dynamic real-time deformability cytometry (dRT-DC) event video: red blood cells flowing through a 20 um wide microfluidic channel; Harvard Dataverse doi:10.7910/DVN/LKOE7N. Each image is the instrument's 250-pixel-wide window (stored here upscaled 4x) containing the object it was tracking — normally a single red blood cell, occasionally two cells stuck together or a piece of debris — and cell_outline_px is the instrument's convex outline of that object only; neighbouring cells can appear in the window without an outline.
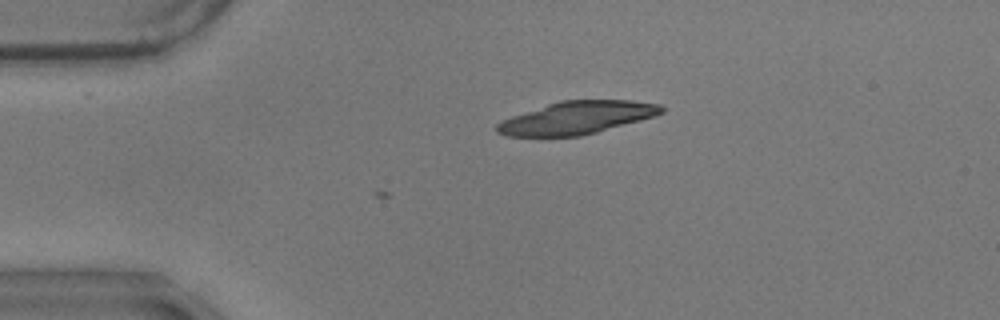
{"species": "common noctule bat (a hibernating species)", "species_latin": "Nyctalus noctula", "temperature_condition": "warm", "stored_images_in_passage": 3, "camera_frame_rate_fps": 3000, "um_per_image_px": 0.085, "animal": {"sex": "male", "body_mass_g": 17.9}, "frame": {"image": 1, "passage_image": 3, "time_ms": 0.667, "image_size_px": [1000, 320], "cell_outline_px": [[664, 112], [656, 116], [596, 132], [580, 136], [504, 136], [496, 132], [496, 124], [512, 116], [560, 100], [632, 100], [660, 104], [664, 108]], "centroid_in_image_um": [49.05, 10.0], "position_along_channel_um": 35.9, "area_um2": 31.21}}